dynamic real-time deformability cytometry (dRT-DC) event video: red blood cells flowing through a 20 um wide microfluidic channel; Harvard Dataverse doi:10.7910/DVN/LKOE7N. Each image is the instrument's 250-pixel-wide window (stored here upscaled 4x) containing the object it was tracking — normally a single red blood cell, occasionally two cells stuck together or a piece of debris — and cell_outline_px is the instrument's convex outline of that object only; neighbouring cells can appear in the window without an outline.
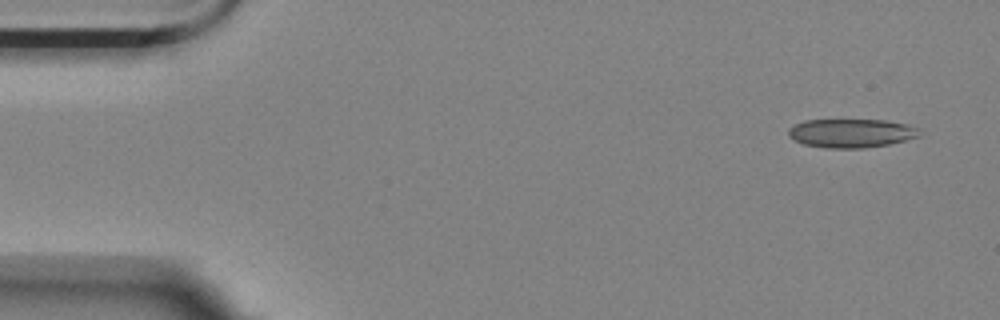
{"species": "Egyptian fruit bat (a non-hibernating species)", "species_latin": "Rousettus aegyptiacus", "temperature_condition": "room temperature", "stored_images_in_passage": 3, "camera_frame_rate_fps": 3000, "um_per_image_px": 0.085, "animal": {"sex": "female"}, "frame": {"image": 1, "passage_image": 1, "time_ms": 0.0, "image_size_px": [1000, 320], "cell_outline_px": [[920, 136], [888, 144], [864, 148], [824, 148], [804, 144], [788, 136], [788, 128], [804, 120], [884, 120], [908, 124], [920, 128]], "centroid_in_image_um": [72.36, 11.31], "position_along_channel_um": 12.6, "area_um2": 21.96}}